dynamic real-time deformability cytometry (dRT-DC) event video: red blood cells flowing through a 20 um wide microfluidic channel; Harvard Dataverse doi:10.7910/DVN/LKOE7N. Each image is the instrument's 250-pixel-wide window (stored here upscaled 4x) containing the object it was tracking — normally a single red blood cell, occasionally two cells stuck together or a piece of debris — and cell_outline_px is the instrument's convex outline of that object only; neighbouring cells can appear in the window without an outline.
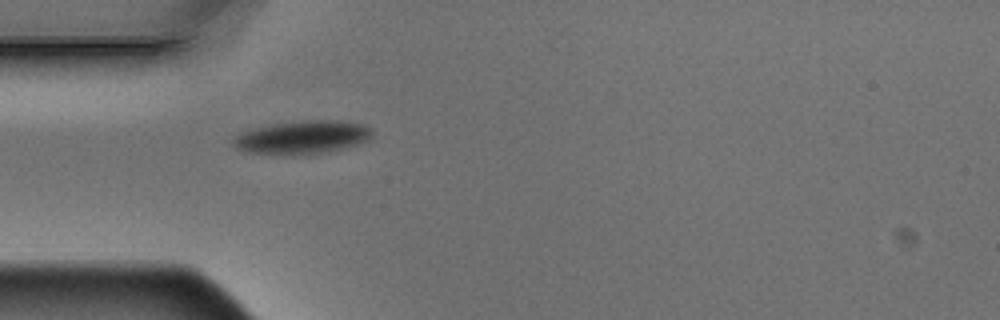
{"species": "Egyptian fruit bat (a non-hibernating species)", "species_latin": "Rousettus aegyptiacus", "temperature_condition": "warm", "stored_images_in_passage": 1, "camera_frame_rate_fps": 3000, "um_per_image_px": 0.085, "animal": {"sex": "male"}, "frame": {"image": 1, "passage_image": 1, "time_ms": 0.0, "image_size_px": [1000, 320], "cell_outline_px": [[372, 140], [340, 148], [304, 156], [284, 156], [248, 152], [236, 148], [232, 144], [232, 140], [240, 132], [252, 128], [272, 124], [308, 120], [340, 120], [364, 124], [372, 128]], "centroid_in_image_um": [25.68, 11.68], "position_along_channel_um": 59.3, "area_um2": 27.4}}